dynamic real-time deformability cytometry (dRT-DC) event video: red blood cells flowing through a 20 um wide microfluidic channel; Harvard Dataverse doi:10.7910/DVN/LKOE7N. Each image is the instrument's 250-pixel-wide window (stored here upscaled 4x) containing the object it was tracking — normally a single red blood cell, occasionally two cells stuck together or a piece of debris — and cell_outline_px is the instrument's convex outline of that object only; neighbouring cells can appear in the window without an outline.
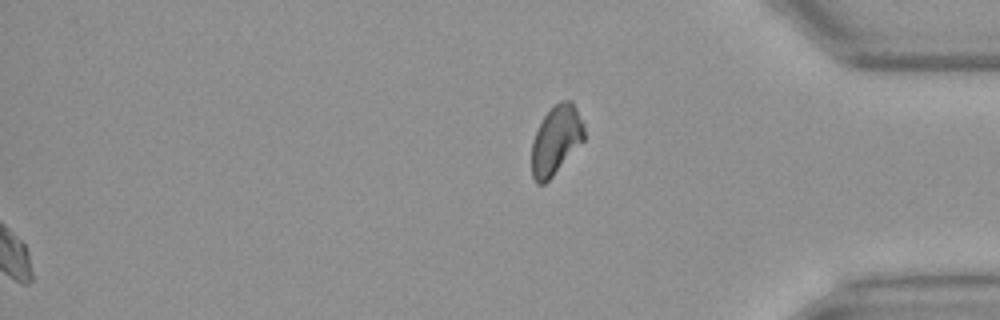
{"species": "Egyptian fruit bat (a non-hibernating species)", "species_latin": "Rousettus aegyptiacus", "temperature_condition": "warm", "stored_images_in_passage": 47, "segment_of_instrument_passage": [2, 2], "camera_frame_rate_fps": 3000, "um_per_image_px": 0.085, "animal": {"sex": "female"}, "frame": {"image": 1, "passage_image": 47, "time_ms": 15.333, "image_size_px": [1000, 320], "cell_outline_px": [[584, 140], [552, 176], [544, 184], [536, 184], [532, 176], [532, 140], [544, 116], [560, 100], [572, 100], [584, 124]], "centroid_in_image_um": [47.26, 11.91], "position_along_channel_um": 387.9, "area_um2": 20.81}}